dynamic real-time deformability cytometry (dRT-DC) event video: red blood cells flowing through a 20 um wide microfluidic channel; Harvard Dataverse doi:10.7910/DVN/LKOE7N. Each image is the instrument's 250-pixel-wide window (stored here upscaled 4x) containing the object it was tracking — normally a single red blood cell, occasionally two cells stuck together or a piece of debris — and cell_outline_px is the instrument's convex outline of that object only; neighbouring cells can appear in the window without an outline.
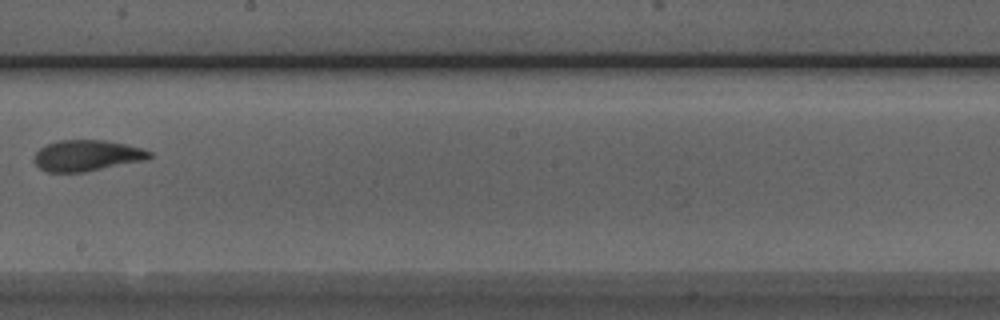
{"species": "Egyptian fruit bat (a non-hibernating species)", "species_latin": "Rousettus aegyptiacus", "temperature_condition": "room temperature", "stored_images_in_passage": 5, "camera_frame_rate_fps": 3000, "um_per_image_px": 0.085, "animal": {"sex": "male"}, "frame": {"image": 1, "passage_image": 5, "time_ms": 4.667, "image_size_px": [1000, 320], "cell_outline_px": [[152, 156], [144, 160], [84, 172], [48, 172], [40, 168], [32, 160], [36, 152], [40, 148], [48, 144], [60, 140], [104, 140], [124, 144], [140, 148], [152, 152]], "centroid_in_image_um": [7.35, 13.22], "position_along_channel_um": 240.8, "area_um2": 20.63}}